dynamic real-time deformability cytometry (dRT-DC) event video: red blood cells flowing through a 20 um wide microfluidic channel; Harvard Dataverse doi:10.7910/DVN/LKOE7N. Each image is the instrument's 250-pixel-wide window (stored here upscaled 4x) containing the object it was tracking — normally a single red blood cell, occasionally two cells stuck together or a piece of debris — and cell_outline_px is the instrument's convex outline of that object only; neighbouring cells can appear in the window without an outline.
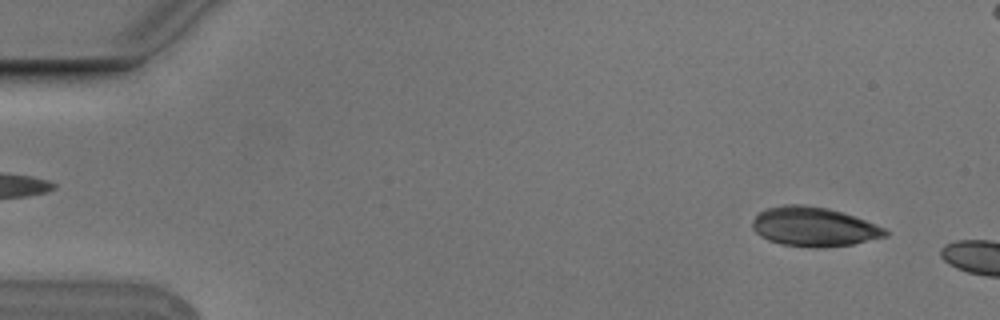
{"species": "Egyptian fruit bat (a non-hibernating species)", "species_latin": "Rousettus aegyptiacus", "temperature_condition": "cold", "stored_images_in_passage": 2, "camera_frame_rate_fps": 3000, "um_per_image_px": 0.085, "animal": {"sex": "male"}, "frame": {"image": 1, "passage_image": 1, "time_ms": 0.0, "image_size_px": [1000, 320], "cell_outline_px": [[888, 236], [852, 244], [820, 248], [808, 248], [780, 244], [768, 240], [760, 236], [752, 228], [752, 220], [760, 212], [768, 208], [784, 204], [800, 204], [828, 208], [876, 224], [884, 228], [888, 232]], "centroid_in_image_um": [69.15, 19.29], "position_along_channel_um": 15.9, "area_um2": 30.4}}